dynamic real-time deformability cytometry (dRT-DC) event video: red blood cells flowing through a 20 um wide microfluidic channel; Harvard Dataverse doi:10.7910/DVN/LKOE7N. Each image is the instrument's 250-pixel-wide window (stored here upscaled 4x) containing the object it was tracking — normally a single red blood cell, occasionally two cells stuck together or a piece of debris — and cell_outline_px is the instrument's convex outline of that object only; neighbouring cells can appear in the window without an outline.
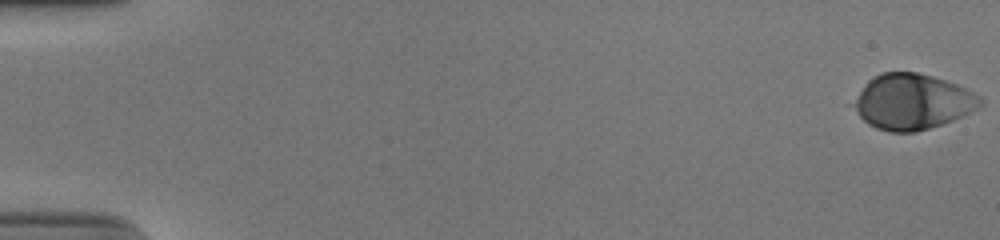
{"species": "human", "species_latin": "Homo sapiens", "temperature_condition": "cold", "stored_images_in_passage": 54, "camera_frame_rate_fps": 3000, "um_per_image_px": 0.085, "donor": {"sex": "male"}, "frame": {"image": 1, "passage_image": 1, "time_ms": 0.0, "image_size_px": [1000, 240], "cell_outline_px": [[984, 104], [952, 120], [916, 132], [888, 132], [876, 128], [868, 124], [848, 104], [868, 80], [872, 76], [880, 72], [916, 72], [932, 76], [956, 84], [980, 96], [984, 100]], "centroid_in_image_um": [77.48, 8.64], "position_along_channel_um": 7.5, "area_um2": 40.98}}
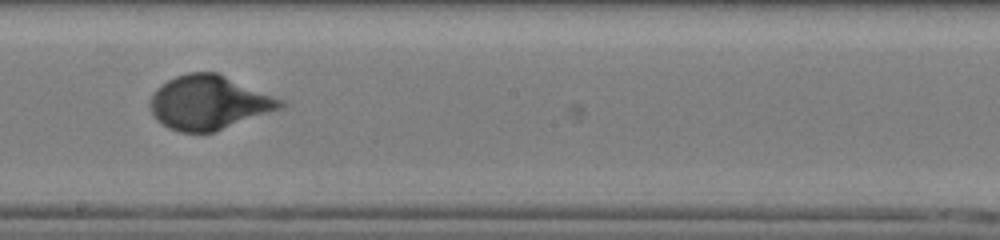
{"frame": {"image": 2, "passage_image": 32, "time_ms": 10.333, "image_size_px": [1000, 240], "cell_outline_px": [[288, 104], [280, 108], [212, 132], [180, 132], [168, 128], [156, 120], [148, 104], [156, 88], [168, 80], [176, 76], [188, 72], [216, 72], [284, 100]], "centroid_in_image_um": [17.71, 8.71], "position_along_channel_um": 230.5, "area_um2": 40.58}}
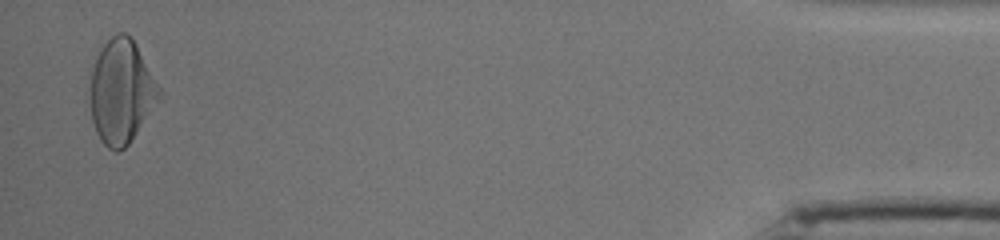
{"frame": {"image": 3, "passage_image": 53, "time_ms": 17.333, "image_size_px": [1000, 240], "cell_outline_px": [[164, 96], [128, 144], [120, 152], [116, 152], [108, 148], [100, 140], [96, 132], [92, 120], [88, 88], [92, 56], [116, 32], [124, 32], [132, 36], [164, 92]], "centroid_in_image_um": [10.31, 7.74], "position_along_channel_um": 424.9, "area_um2": 43.41}, "authors_computed_cell_mechanics": {"area_um2": 40.4889, "velocity_mm_per_s": 3.8667, "shape_relaxation_time_tau1_ms": 3.1384, "shape_relaxation_time_tau2_ms": null, "deformation_change_tau1": 0.158, "deformation_change_tau2": null}}